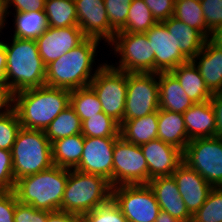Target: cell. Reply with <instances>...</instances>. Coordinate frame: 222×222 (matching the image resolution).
Returning <instances> with one entry per match:
<instances>
[{
    "label": "cell",
    "mask_w": 222,
    "mask_h": 222,
    "mask_svg": "<svg viewBox=\"0 0 222 222\" xmlns=\"http://www.w3.org/2000/svg\"><path fill=\"white\" fill-rule=\"evenodd\" d=\"M99 44L100 41L96 39L86 38L77 47L46 65L45 85L70 91L89 86L97 70L104 64L98 62L96 65L95 62ZM94 64L97 66L95 69Z\"/></svg>",
    "instance_id": "1"
},
{
    "label": "cell",
    "mask_w": 222,
    "mask_h": 222,
    "mask_svg": "<svg viewBox=\"0 0 222 222\" xmlns=\"http://www.w3.org/2000/svg\"><path fill=\"white\" fill-rule=\"evenodd\" d=\"M70 90L42 86L14 94V109L21 127L42 130L70 105Z\"/></svg>",
    "instance_id": "2"
},
{
    "label": "cell",
    "mask_w": 222,
    "mask_h": 222,
    "mask_svg": "<svg viewBox=\"0 0 222 222\" xmlns=\"http://www.w3.org/2000/svg\"><path fill=\"white\" fill-rule=\"evenodd\" d=\"M11 41L4 43V47L7 58L5 81L12 93L45 86L46 65L36 40L12 37Z\"/></svg>",
    "instance_id": "3"
},
{
    "label": "cell",
    "mask_w": 222,
    "mask_h": 222,
    "mask_svg": "<svg viewBox=\"0 0 222 222\" xmlns=\"http://www.w3.org/2000/svg\"><path fill=\"white\" fill-rule=\"evenodd\" d=\"M67 179L68 168L53 165L16 180L13 192L22 204L49 212L59 211Z\"/></svg>",
    "instance_id": "4"
},
{
    "label": "cell",
    "mask_w": 222,
    "mask_h": 222,
    "mask_svg": "<svg viewBox=\"0 0 222 222\" xmlns=\"http://www.w3.org/2000/svg\"><path fill=\"white\" fill-rule=\"evenodd\" d=\"M111 197L112 186L105 177L68 169V179L59 211L83 217L109 201Z\"/></svg>",
    "instance_id": "5"
},
{
    "label": "cell",
    "mask_w": 222,
    "mask_h": 222,
    "mask_svg": "<svg viewBox=\"0 0 222 222\" xmlns=\"http://www.w3.org/2000/svg\"><path fill=\"white\" fill-rule=\"evenodd\" d=\"M11 154L15 181L21 177L49 169L54 165L51 142L42 130L21 127Z\"/></svg>",
    "instance_id": "6"
},
{
    "label": "cell",
    "mask_w": 222,
    "mask_h": 222,
    "mask_svg": "<svg viewBox=\"0 0 222 222\" xmlns=\"http://www.w3.org/2000/svg\"><path fill=\"white\" fill-rule=\"evenodd\" d=\"M108 46L114 50V57H120L119 63L110 64L115 69L127 73H155V54L146 33L116 32Z\"/></svg>",
    "instance_id": "7"
},
{
    "label": "cell",
    "mask_w": 222,
    "mask_h": 222,
    "mask_svg": "<svg viewBox=\"0 0 222 222\" xmlns=\"http://www.w3.org/2000/svg\"><path fill=\"white\" fill-rule=\"evenodd\" d=\"M106 63L97 70L89 86L98 96L103 112L121 124L127 95V72Z\"/></svg>",
    "instance_id": "8"
},
{
    "label": "cell",
    "mask_w": 222,
    "mask_h": 222,
    "mask_svg": "<svg viewBox=\"0 0 222 222\" xmlns=\"http://www.w3.org/2000/svg\"><path fill=\"white\" fill-rule=\"evenodd\" d=\"M183 161L196 170L213 188L222 187V139L191 140L183 152Z\"/></svg>",
    "instance_id": "9"
},
{
    "label": "cell",
    "mask_w": 222,
    "mask_h": 222,
    "mask_svg": "<svg viewBox=\"0 0 222 222\" xmlns=\"http://www.w3.org/2000/svg\"><path fill=\"white\" fill-rule=\"evenodd\" d=\"M111 198L128 222H155L160 212L149 184L114 186Z\"/></svg>",
    "instance_id": "10"
},
{
    "label": "cell",
    "mask_w": 222,
    "mask_h": 222,
    "mask_svg": "<svg viewBox=\"0 0 222 222\" xmlns=\"http://www.w3.org/2000/svg\"><path fill=\"white\" fill-rule=\"evenodd\" d=\"M158 109V73H127V95L123 120L144 117Z\"/></svg>",
    "instance_id": "11"
},
{
    "label": "cell",
    "mask_w": 222,
    "mask_h": 222,
    "mask_svg": "<svg viewBox=\"0 0 222 222\" xmlns=\"http://www.w3.org/2000/svg\"><path fill=\"white\" fill-rule=\"evenodd\" d=\"M136 184H148V165L140 145L120 136L113 151V187Z\"/></svg>",
    "instance_id": "12"
},
{
    "label": "cell",
    "mask_w": 222,
    "mask_h": 222,
    "mask_svg": "<svg viewBox=\"0 0 222 222\" xmlns=\"http://www.w3.org/2000/svg\"><path fill=\"white\" fill-rule=\"evenodd\" d=\"M117 139L85 137L81 160L74 169L105 177L113 187V151Z\"/></svg>",
    "instance_id": "13"
},
{
    "label": "cell",
    "mask_w": 222,
    "mask_h": 222,
    "mask_svg": "<svg viewBox=\"0 0 222 222\" xmlns=\"http://www.w3.org/2000/svg\"><path fill=\"white\" fill-rule=\"evenodd\" d=\"M78 26L86 38L105 41L109 45L116 31L108 22L104 0H74Z\"/></svg>",
    "instance_id": "14"
},
{
    "label": "cell",
    "mask_w": 222,
    "mask_h": 222,
    "mask_svg": "<svg viewBox=\"0 0 222 222\" xmlns=\"http://www.w3.org/2000/svg\"><path fill=\"white\" fill-rule=\"evenodd\" d=\"M86 37L79 26L48 27V29L36 39L39 54L45 65L69 52L81 44Z\"/></svg>",
    "instance_id": "15"
},
{
    "label": "cell",
    "mask_w": 222,
    "mask_h": 222,
    "mask_svg": "<svg viewBox=\"0 0 222 222\" xmlns=\"http://www.w3.org/2000/svg\"><path fill=\"white\" fill-rule=\"evenodd\" d=\"M148 165V183L157 177L171 176L184 162L183 151L160 139L141 144Z\"/></svg>",
    "instance_id": "16"
},
{
    "label": "cell",
    "mask_w": 222,
    "mask_h": 222,
    "mask_svg": "<svg viewBox=\"0 0 222 222\" xmlns=\"http://www.w3.org/2000/svg\"><path fill=\"white\" fill-rule=\"evenodd\" d=\"M155 54V73L171 72L180 64L189 61L176 46L173 36L163 22L155 23L147 32Z\"/></svg>",
    "instance_id": "17"
},
{
    "label": "cell",
    "mask_w": 222,
    "mask_h": 222,
    "mask_svg": "<svg viewBox=\"0 0 222 222\" xmlns=\"http://www.w3.org/2000/svg\"><path fill=\"white\" fill-rule=\"evenodd\" d=\"M187 210L193 216L205 203L213 187L183 162L172 174Z\"/></svg>",
    "instance_id": "18"
},
{
    "label": "cell",
    "mask_w": 222,
    "mask_h": 222,
    "mask_svg": "<svg viewBox=\"0 0 222 222\" xmlns=\"http://www.w3.org/2000/svg\"><path fill=\"white\" fill-rule=\"evenodd\" d=\"M160 210L167 212L180 222H191L192 215L182 200L173 176L157 177L149 181Z\"/></svg>",
    "instance_id": "19"
},
{
    "label": "cell",
    "mask_w": 222,
    "mask_h": 222,
    "mask_svg": "<svg viewBox=\"0 0 222 222\" xmlns=\"http://www.w3.org/2000/svg\"><path fill=\"white\" fill-rule=\"evenodd\" d=\"M191 61L212 94L222 91V48L207 39L202 50Z\"/></svg>",
    "instance_id": "20"
},
{
    "label": "cell",
    "mask_w": 222,
    "mask_h": 222,
    "mask_svg": "<svg viewBox=\"0 0 222 222\" xmlns=\"http://www.w3.org/2000/svg\"><path fill=\"white\" fill-rule=\"evenodd\" d=\"M183 117L189 141L216 136L215 112L210 100L193 104Z\"/></svg>",
    "instance_id": "21"
},
{
    "label": "cell",
    "mask_w": 222,
    "mask_h": 222,
    "mask_svg": "<svg viewBox=\"0 0 222 222\" xmlns=\"http://www.w3.org/2000/svg\"><path fill=\"white\" fill-rule=\"evenodd\" d=\"M159 109L184 113L195 104L171 72L158 73Z\"/></svg>",
    "instance_id": "22"
},
{
    "label": "cell",
    "mask_w": 222,
    "mask_h": 222,
    "mask_svg": "<svg viewBox=\"0 0 222 222\" xmlns=\"http://www.w3.org/2000/svg\"><path fill=\"white\" fill-rule=\"evenodd\" d=\"M163 23L173 36L176 46L188 60H192L202 50L207 39L198 30L173 16Z\"/></svg>",
    "instance_id": "23"
},
{
    "label": "cell",
    "mask_w": 222,
    "mask_h": 222,
    "mask_svg": "<svg viewBox=\"0 0 222 222\" xmlns=\"http://www.w3.org/2000/svg\"><path fill=\"white\" fill-rule=\"evenodd\" d=\"M158 139L185 151L190 141L182 113L158 109Z\"/></svg>",
    "instance_id": "24"
},
{
    "label": "cell",
    "mask_w": 222,
    "mask_h": 222,
    "mask_svg": "<svg viewBox=\"0 0 222 222\" xmlns=\"http://www.w3.org/2000/svg\"><path fill=\"white\" fill-rule=\"evenodd\" d=\"M120 136L136 145L158 139V111L133 120H123L120 124Z\"/></svg>",
    "instance_id": "25"
},
{
    "label": "cell",
    "mask_w": 222,
    "mask_h": 222,
    "mask_svg": "<svg viewBox=\"0 0 222 222\" xmlns=\"http://www.w3.org/2000/svg\"><path fill=\"white\" fill-rule=\"evenodd\" d=\"M171 73L177 78L185 93L194 103L211 99L212 93L206 87L204 79L191 60L180 64Z\"/></svg>",
    "instance_id": "26"
},
{
    "label": "cell",
    "mask_w": 222,
    "mask_h": 222,
    "mask_svg": "<svg viewBox=\"0 0 222 222\" xmlns=\"http://www.w3.org/2000/svg\"><path fill=\"white\" fill-rule=\"evenodd\" d=\"M85 137L79 133L54 141L52 160L55 166L74 169L81 160Z\"/></svg>",
    "instance_id": "27"
},
{
    "label": "cell",
    "mask_w": 222,
    "mask_h": 222,
    "mask_svg": "<svg viewBox=\"0 0 222 222\" xmlns=\"http://www.w3.org/2000/svg\"><path fill=\"white\" fill-rule=\"evenodd\" d=\"M12 14L14 15L12 37L36 40L49 27L45 10L14 12Z\"/></svg>",
    "instance_id": "28"
},
{
    "label": "cell",
    "mask_w": 222,
    "mask_h": 222,
    "mask_svg": "<svg viewBox=\"0 0 222 222\" xmlns=\"http://www.w3.org/2000/svg\"><path fill=\"white\" fill-rule=\"evenodd\" d=\"M44 132L52 144L56 140L82 133V122L69 105L49 124Z\"/></svg>",
    "instance_id": "29"
},
{
    "label": "cell",
    "mask_w": 222,
    "mask_h": 222,
    "mask_svg": "<svg viewBox=\"0 0 222 222\" xmlns=\"http://www.w3.org/2000/svg\"><path fill=\"white\" fill-rule=\"evenodd\" d=\"M45 13L49 27L78 26L74 0H45Z\"/></svg>",
    "instance_id": "30"
},
{
    "label": "cell",
    "mask_w": 222,
    "mask_h": 222,
    "mask_svg": "<svg viewBox=\"0 0 222 222\" xmlns=\"http://www.w3.org/2000/svg\"><path fill=\"white\" fill-rule=\"evenodd\" d=\"M173 17L198 30L206 39L211 32L207 29L199 0H175Z\"/></svg>",
    "instance_id": "31"
},
{
    "label": "cell",
    "mask_w": 222,
    "mask_h": 222,
    "mask_svg": "<svg viewBox=\"0 0 222 222\" xmlns=\"http://www.w3.org/2000/svg\"><path fill=\"white\" fill-rule=\"evenodd\" d=\"M70 106L74 109L81 122L90 119L91 116L97 115V113L103 112L102 104L90 86L71 90Z\"/></svg>",
    "instance_id": "32"
},
{
    "label": "cell",
    "mask_w": 222,
    "mask_h": 222,
    "mask_svg": "<svg viewBox=\"0 0 222 222\" xmlns=\"http://www.w3.org/2000/svg\"><path fill=\"white\" fill-rule=\"evenodd\" d=\"M156 22L143 0H133L126 24L118 32L146 33Z\"/></svg>",
    "instance_id": "33"
},
{
    "label": "cell",
    "mask_w": 222,
    "mask_h": 222,
    "mask_svg": "<svg viewBox=\"0 0 222 222\" xmlns=\"http://www.w3.org/2000/svg\"><path fill=\"white\" fill-rule=\"evenodd\" d=\"M81 134L84 137L119 138L120 124L104 112H100L82 121Z\"/></svg>",
    "instance_id": "34"
},
{
    "label": "cell",
    "mask_w": 222,
    "mask_h": 222,
    "mask_svg": "<svg viewBox=\"0 0 222 222\" xmlns=\"http://www.w3.org/2000/svg\"><path fill=\"white\" fill-rule=\"evenodd\" d=\"M191 222H222V187L213 188Z\"/></svg>",
    "instance_id": "35"
},
{
    "label": "cell",
    "mask_w": 222,
    "mask_h": 222,
    "mask_svg": "<svg viewBox=\"0 0 222 222\" xmlns=\"http://www.w3.org/2000/svg\"><path fill=\"white\" fill-rule=\"evenodd\" d=\"M20 129L19 116L13 108L9 113L0 118V149L11 151Z\"/></svg>",
    "instance_id": "36"
},
{
    "label": "cell",
    "mask_w": 222,
    "mask_h": 222,
    "mask_svg": "<svg viewBox=\"0 0 222 222\" xmlns=\"http://www.w3.org/2000/svg\"><path fill=\"white\" fill-rule=\"evenodd\" d=\"M82 222H128L120 208L111 198L82 217Z\"/></svg>",
    "instance_id": "37"
},
{
    "label": "cell",
    "mask_w": 222,
    "mask_h": 222,
    "mask_svg": "<svg viewBox=\"0 0 222 222\" xmlns=\"http://www.w3.org/2000/svg\"><path fill=\"white\" fill-rule=\"evenodd\" d=\"M133 0H104L110 26L118 32L127 21Z\"/></svg>",
    "instance_id": "38"
},
{
    "label": "cell",
    "mask_w": 222,
    "mask_h": 222,
    "mask_svg": "<svg viewBox=\"0 0 222 222\" xmlns=\"http://www.w3.org/2000/svg\"><path fill=\"white\" fill-rule=\"evenodd\" d=\"M15 186L11 151L0 149V192L12 191Z\"/></svg>",
    "instance_id": "39"
},
{
    "label": "cell",
    "mask_w": 222,
    "mask_h": 222,
    "mask_svg": "<svg viewBox=\"0 0 222 222\" xmlns=\"http://www.w3.org/2000/svg\"><path fill=\"white\" fill-rule=\"evenodd\" d=\"M207 29L211 32L222 25V0L200 1Z\"/></svg>",
    "instance_id": "40"
},
{
    "label": "cell",
    "mask_w": 222,
    "mask_h": 222,
    "mask_svg": "<svg viewBox=\"0 0 222 222\" xmlns=\"http://www.w3.org/2000/svg\"><path fill=\"white\" fill-rule=\"evenodd\" d=\"M46 218V210H39L31 205L22 204L16 198L14 222H46Z\"/></svg>",
    "instance_id": "41"
},
{
    "label": "cell",
    "mask_w": 222,
    "mask_h": 222,
    "mask_svg": "<svg viewBox=\"0 0 222 222\" xmlns=\"http://www.w3.org/2000/svg\"><path fill=\"white\" fill-rule=\"evenodd\" d=\"M156 22H163L174 14L175 0H143Z\"/></svg>",
    "instance_id": "42"
},
{
    "label": "cell",
    "mask_w": 222,
    "mask_h": 222,
    "mask_svg": "<svg viewBox=\"0 0 222 222\" xmlns=\"http://www.w3.org/2000/svg\"><path fill=\"white\" fill-rule=\"evenodd\" d=\"M16 195L12 191L0 192V222H14Z\"/></svg>",
    "instance_id": "43"
},
{
    "label": "cell",
    "mask_w": 222,
    "mask_h": 222,
    "mask_svg": "<svg viewBox=\"0 0 222 222\" xmlns=\"http://www.w3.org/2000/svg\"><path fill=\"white\" fill-rule=\"evenodd\" d=\"M5 3L7 16L12 13L9 10L11 6H13L12 8L15 12L45 10V0H5Z\"/></svg>",
    "instance_id": "44"
},
{
    "label": "cell",
    "mask_w": 222,
    "mask_h": 222,
    "mask_svg": "<svg viewBox=\"0 0 222 222\" xmlns=\"http://www.w3.org/2000/svg\"><path fill=\"white\" fill-rule=\"evenodd\" d=\"M14 108V94L7 85H0V118Z\"/></svg>",
    "instance_id": "45"
},
{
    "label": "cell",
    "mask_w": 222,
    "mask_h": 222,
    "mask_svg": "<svg viewBox=\"0 0 222 222\" xmlns=\"http://www.w3.org/2000/svg\"><path fill=\"white\" fill-rule=\"evenodd\" d=\"M210 101L215 112L216 137L222 139V91L213 93Z\"/></svg>",
    "instance_id": "46"
},
{
    "label": "cell",
    "mask_w": 222,
    "mask_h": 222,
    "mask_svg": "<svg viewBox=\"0 0 222 222\" xmlns=\"http://www.w3.org/2000/svg\"><path fill=\"white\" fill-rule=\"evenodd\" d=\"M46 222H82V217L70 212L47 211Z\"/></svg>",
    "instance_id": "47"
},
{
    "label": "cell",
    "mask_w": 222,
    "mask_h": 222,
    "mask_svg": "<svg viewBox=\"0 0 222 222\" xmlns=\"http://www.w3.org/2000/svg\"><path fill=\"white\" fill-rule=\"evenodd\" d=\"M6 52L4 42L0 40V85H6L5 72H6Z\"/></svg>",
    "instance_id": "48"
},
{
    "label": "cell",
    "mask_w": 222,
    "mask_h": 222,
    "mask_svg": "<svg viewBox=\"0 0 222 222\" xmlns=\"http://www.w3.org/2000/svg\"><path fill=\"white\" fill-rule=\"evenodd\" d=\"M208 40L219 48H222V25H219L213 31H211Z\"/></svg>",
    "instance_id": "49"
},
{
    "label": "cell",
    "mask_w": 222,
    "mask_h": 222,
    "mask_svg": "<svg viewBox=\"0 0 222 222\" xmlns=\"http://www.w3.org/2000/svg\"><path fill=\"white\" fill-rule=\"evenodd\" d=\"M7 12H6V3L5 0H0V33L2 30L7 27L6 24H8L6 21L7 19ZM2 35V33L0 34Z\"/></svg>",
    "instance_id": "50"
},
{
    "label": "cell",
    "mask_w": 222,
    "mask_h": 222,
    "mask_svg": "<svg viewBox=\"0 0 222 222\" xmlns=\"http://www.w3.org/2000/svg\"><path fill=\"white\" fill-rule=\"evenodd\" d=\"M155 222H180L165 211L160 210Z\"/></svg>",
    "instance_id": "51"
}]
</instances>
